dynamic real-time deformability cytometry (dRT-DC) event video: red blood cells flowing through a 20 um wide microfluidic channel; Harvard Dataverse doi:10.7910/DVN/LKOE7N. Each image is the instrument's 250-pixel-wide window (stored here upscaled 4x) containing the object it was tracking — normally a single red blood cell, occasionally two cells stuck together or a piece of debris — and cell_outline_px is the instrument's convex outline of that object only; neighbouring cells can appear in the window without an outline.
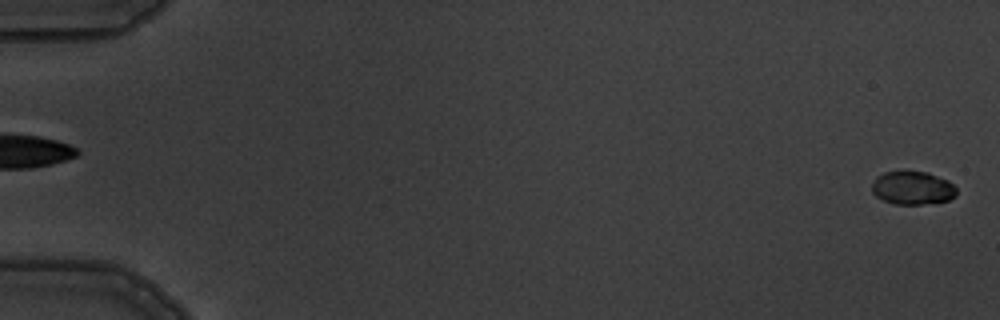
{"species": "common noctule bat (a hibernating species)", "species_latin": "Nyctalus noctula", "temperature_condition": "warm", "stored_images_in_passage": 4, "segment_of_instrument_passage": [2, 2], "camera_frame_rate_fps": 3000, "um_per_image_px": 0.085, "animal": {"sex": "male", "body_mass_g": 19.5, "forearm_length_mm": 54.6}, "frame": {"image": 1, "passage_image": 4, "time_ms": 4.333, "image_size_px": [1000, 320], "cell_outline_px": [[956, 196], [948, 200], [920, 204], [892, 204], [876, 196], [872, 192], [872, 184], [876, 176], [884, 172], [928, 172], [948, 180], [956, 188]], "centroid_in_image_um": [77.56, 15.98], "position_along_channel_um": 7.4, "area_um2": 16.3}}